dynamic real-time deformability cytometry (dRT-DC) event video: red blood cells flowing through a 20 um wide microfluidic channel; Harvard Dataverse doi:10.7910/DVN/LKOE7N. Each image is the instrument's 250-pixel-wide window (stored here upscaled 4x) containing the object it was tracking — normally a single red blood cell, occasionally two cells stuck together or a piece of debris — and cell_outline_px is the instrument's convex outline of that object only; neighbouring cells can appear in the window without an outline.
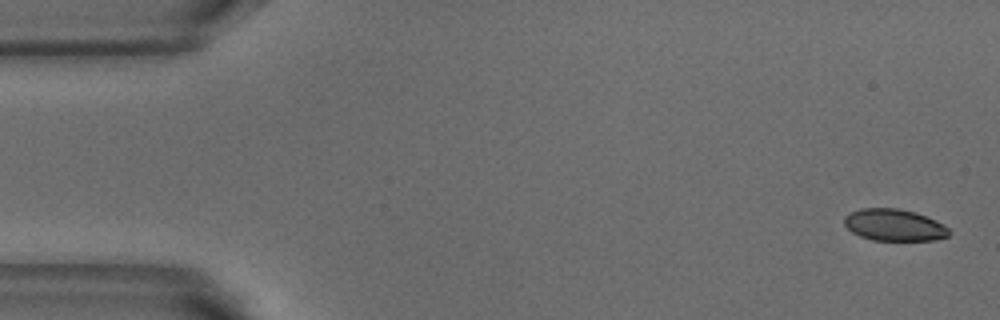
{"species": "common noctule bat (a hibernating species)", "species_latin": "Nyctalus noctula", "temperature_condition": "warm", "stored_images_in_passage": 6, "camera_frame_rate_fps": 3000, "um_per_image_px": 0.085, "animal": {"sex": "male", "body_mass_g": 18.8}, "frame": {"image": 1, "passage_image": 1, "time_ms": 0.0, "image_size_px": [1000, 320], "cell_outline_px": [[948, 236], [936, 240], [872, 240], [860, 236], [852, 232], [844, 224], [844, 216], [860, 208], [896, 208], [916, 212], [936, 220], [944, 224], [948, 228]], "centroid_in_image_um": [76.0, 19.12], "position_along_channel_um": 9.0, "area_um2": 19.42}}
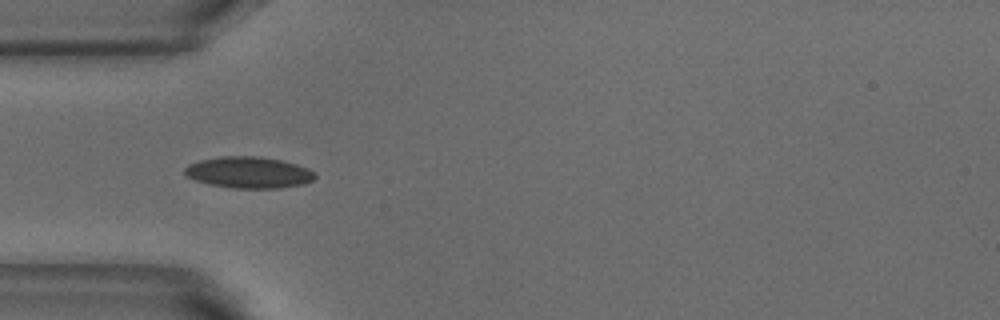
{"frame": {"image": 2, "passage_image": 5, "time_ms": 1.333, "image_size_px": [1000, 320], "cell_outline_px": [[316, 176], [312, 180], [300, 184], [280, 188], [232, 188], [208, 184], [184, 176], [184, 168], [188, 164], [200, 160], [220, 156], [260, 156], [280, 160], [296, 164], [308, 168], [316, 172]], "centroid_in_image_um": [21.11, 14.65], "position_along_channel_um": 63.9, "area_um2": 23.93}}
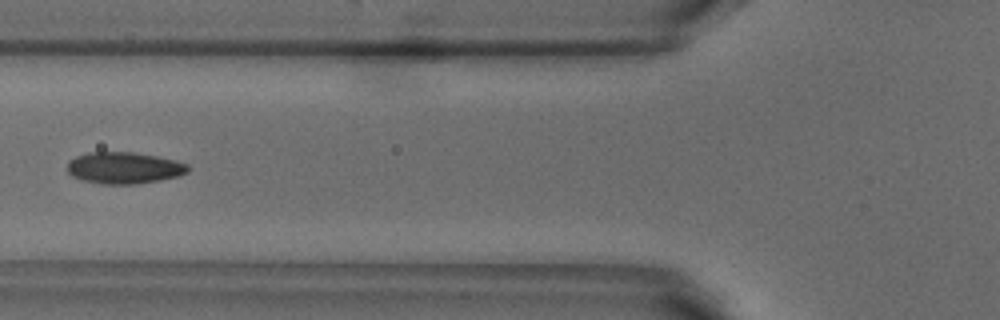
{"frame": {"image": 3, "passage_image": 6, "time_ms": 1.667, "image_size_px": [1000, 320], "cell_outline_px": [[188, 172], [180, 176], [160, 180], [136, 184], [104, 184], [84, 180], [72, 176], [68, 172], [68, 164], [76, 156], [88, 152], [132, 152], [156, 156], [176, 160], [188, 164]], "centroid_in_image_um": [10.58, 14.27], "position_along_channel_um": 115.2, "area_um2": 22.14}}